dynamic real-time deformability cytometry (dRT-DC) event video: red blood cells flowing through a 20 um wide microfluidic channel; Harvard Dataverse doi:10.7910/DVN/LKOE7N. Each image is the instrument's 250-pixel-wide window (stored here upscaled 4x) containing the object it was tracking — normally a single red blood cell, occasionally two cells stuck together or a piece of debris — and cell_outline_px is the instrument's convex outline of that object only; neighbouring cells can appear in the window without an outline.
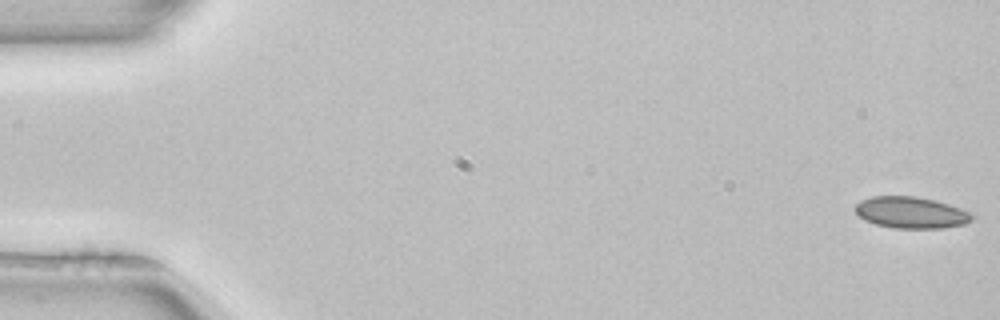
{"species": "common noctule bat (a hibernating species)", "species_latin": "Nyctalus noctula", "temperature_condition": "room temperature", "stored_images_in_passage": 52, "camera_frame_rate_fps": 3000, "um_per_image_px": 0.085, "animal": {"sex": "female", "body_mass_g": 22.7, "forearm_length_mm": 54.2}, "frame": {"image": 1, "passage_image": 1, "time_ms": 0.0, "image_size_px": [1000, 320], "cell_outline_px": [[972, 220], [964, 224], [940, 228], [892, 228], [876, 224], [864, 220], [852, 208], [860, 200], [872, 196], [912, 196], [936, 200], [960, 208], [968, 212], [972, 216]], "centroid_in_image_um": [77.38, 18.06], "position_along_channel_um": 7.6, "area_um2": 21.39}}
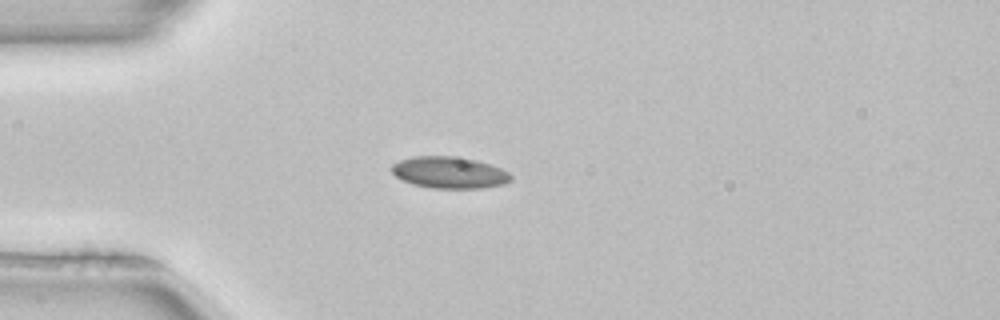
{"frame": {"image": 2, "passage_image": 14, "time_ms": 4.333, "image_size_px": [1000, 320], "cell_outline_px": [[512, 180], [504, 184], [484, 188], [432, 188], [412, 184], [396, 176], [392, 172], [392, 164], [400, 160], [412, 156], [452, 156], [476, 160], [500, 168], [508, 172], [512, 176]], "centroid_in_image_um": [38.2, 14.67], "position_along_channel_um": 46.8, "area_um2": 21.91}}
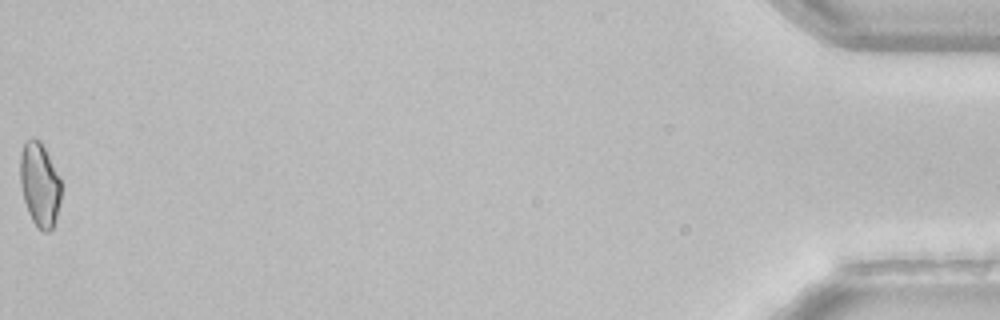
{"frame": {"image": 3, "passage_image": 52, "time_ms": 17.0, "image_size_px": [1000, 320], "cell_outline_px": [[60, 200], [56, 216], [52, 228], [48, 232], [44, 232], [32, 220], [28, 212], [24, 200], [20, 184], [20, 152], [24, 144], [28, 140], [40, 140], [60, 176]], "centroid_in_image_um": [3.36, 15.68], "position_along_channel_um": 431.8, "area_um2": 19.77}, "authors_computed_cell_mechanics": {"area_um2": 21.1259, "velocity_mm_per_s": 3.9849, "shape_relaxation_time_tau1_ms": null, "shape_relaxation_time_tau2_ms": 5.374, "deformation_change_tau1": null, "deformation_change_tau2": 0.0785}}